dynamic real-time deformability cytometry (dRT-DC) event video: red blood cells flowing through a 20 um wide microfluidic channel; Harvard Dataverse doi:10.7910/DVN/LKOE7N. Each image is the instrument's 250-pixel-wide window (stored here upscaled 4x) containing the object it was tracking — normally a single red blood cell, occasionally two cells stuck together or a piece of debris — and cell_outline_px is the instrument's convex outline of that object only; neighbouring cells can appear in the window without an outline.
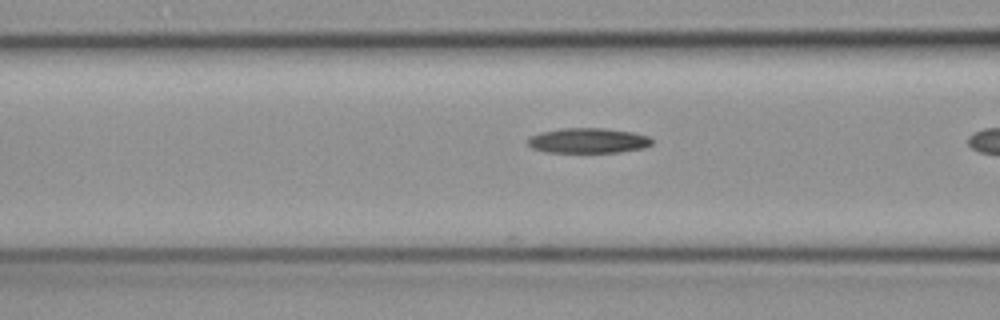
{"species": "common noctule bat (a hibernating species)", "species_latin": "Nyctalus noctula", "temperature_condition": "cold", "stored_images_in_passage": 9, "camera_frame_rate_fps": 3000, "um_per_image_px": 0.085, "animal": {"sex": "female", "body_mass_g": 19.3, "forearm_length_mm": 54.1}, "frame": {"image": 1, "passage_image": 8, "time_ms": 2.333, "image_size_px": [1000, 320], "cell_outline_px": [[652, 144], [644, 148], [620, 152], [544, 152], [532, 148], [528, 144], [528, 136], [540, 132], [560, 128], [604, 128], [632, 132], [648, 136], [652, 140]], "centroid_in_image_um": [49.96, 11.95], "position_along_channel_um": 116.6, "area_um2": 18.26}}